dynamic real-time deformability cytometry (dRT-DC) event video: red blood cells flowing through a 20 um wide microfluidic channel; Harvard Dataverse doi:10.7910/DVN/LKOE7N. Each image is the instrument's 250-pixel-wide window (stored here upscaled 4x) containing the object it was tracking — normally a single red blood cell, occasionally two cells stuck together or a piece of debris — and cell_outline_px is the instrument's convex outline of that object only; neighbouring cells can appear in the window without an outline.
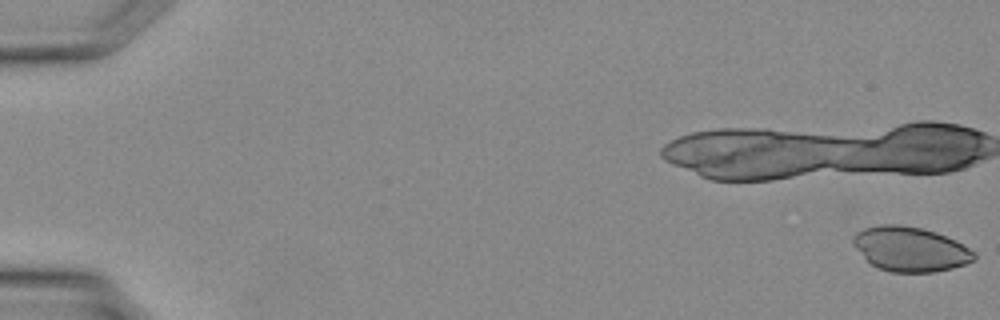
{"species": "Egyptian fruit bat (a non-hibernating species)", "species_latin": "Rousettus aegyptiacus", "temperature_condition": "warm", "stored_images_in_passage": 29, "camera_frame_rate_fps": 3000, "um_per_image_px": 0.085, "animal": {"sex": "female"}, "frame": {"image": 1, "passage_image": 1, "time_ms": 0.0, "image_size_px": [1000, 320], "cell_outline_px": [[976, 260], [952, 268], [932, 272], [892, 272], [880, 268], [872, 264], [852, 244], [852, 236], [856, 232], [864, 228], [880, 224], [900, 224], [920, 228], [936, 232], [956, 240], [964, 244], [976, 252]], "centroid_in_image_um": [77.4, 21.16], "position_along_channel_um": 7.6, "area_um2": 31.5}}